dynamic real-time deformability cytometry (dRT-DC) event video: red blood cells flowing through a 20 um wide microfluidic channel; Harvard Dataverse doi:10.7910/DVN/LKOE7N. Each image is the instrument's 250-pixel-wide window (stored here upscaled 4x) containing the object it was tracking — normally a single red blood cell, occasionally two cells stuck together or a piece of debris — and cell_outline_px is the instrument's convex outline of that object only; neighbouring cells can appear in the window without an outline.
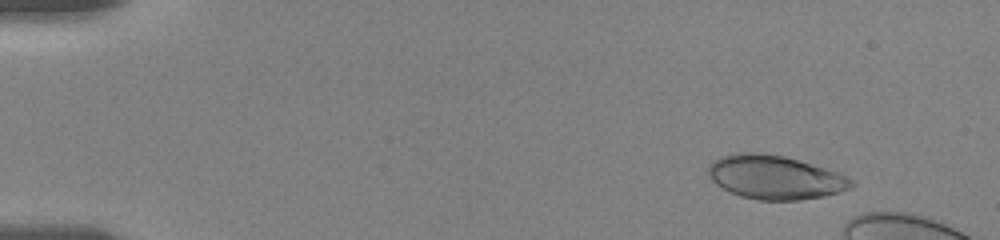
{"species": "human", "species_latin": "Homo sapiens", "temperature_condition": "room temperature", "stored_images_in_passage": 6, "camera_frame_rate_fps": 3000, "um_per_image_px": 0.085, "donor": {"sex": "female"}, "frame": {"image": 1, "passage_image": 2, "time_ms": 1.333, "image_size_px": [1000, 240], "cell_outline_px": [[856, 184], [840, 192], [824, 196], [800, 200], [760, 200], [740, 196], [716, 184], [708, 176], [708, 164], [712, 160], [720, 156], [736, 152], [760, 152], [784, 156], [824, 168], [836, 172], [852, 180]], "centroid_in_image_um": [65.82, 15.06], "position_along_channel_um": 19.2, "area_um2": 36.41}}